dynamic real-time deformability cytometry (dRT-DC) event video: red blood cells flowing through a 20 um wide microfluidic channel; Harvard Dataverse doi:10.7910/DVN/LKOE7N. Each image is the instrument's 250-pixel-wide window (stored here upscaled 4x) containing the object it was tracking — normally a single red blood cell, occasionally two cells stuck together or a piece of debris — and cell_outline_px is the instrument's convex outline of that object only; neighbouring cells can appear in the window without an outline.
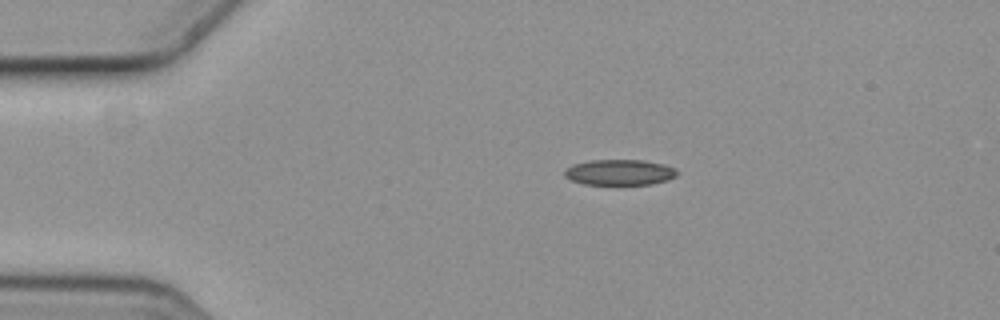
{"species": "common noctule bat (a hibernating species)", "species_latin": "Nyctalus noctula", "temperature_condition": "cold", "stored_images_in_passage": 5, "camera_frame_rate_fps": 3000, "um_per_image_px": 0.085, "animal": {"sex": "female", "body_mass_g": 19.3, "forearm_length_mm": 54.1}, "frame": {"image": 1, "passage_image": 1, "time_ms": 0.0, "image_size_px": [1000, 320], "cell_outline_px": [[680, 172], [676, 176], [668, 180], [652, 184], [584, 184], [572, 180], [564, 176], [564, 168], [572, 164], [588, 160], [644, 160], [664, 164], [676, 168]], "centroid_in_image_um": [52.68, 14.63], "position_along_channel_um": 32.3, "area_um2": 17.05}}
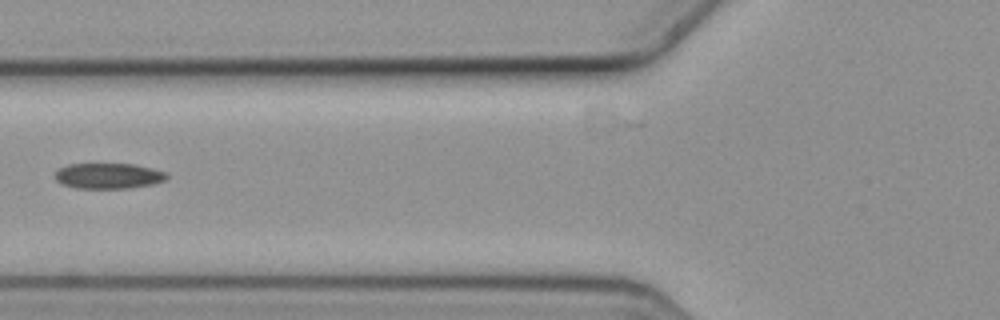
{"frame": {"image": 2, "passage_image": 4, "time_ms": 1.0, "image_size_px": [1000, 320], "cell_outline_px": [[168, 176], [164, 180], [152, 184], [132, 188], [76, 188], [60, 184], [56, 180], [56, 172], [60, 168], [68, 164], [136, 164], [152, 168], [164, 172]], "centroid_in_image_um": [9.2, 14.95], "position_along_channel_um": 116.6, "area_um2": 16.59}}
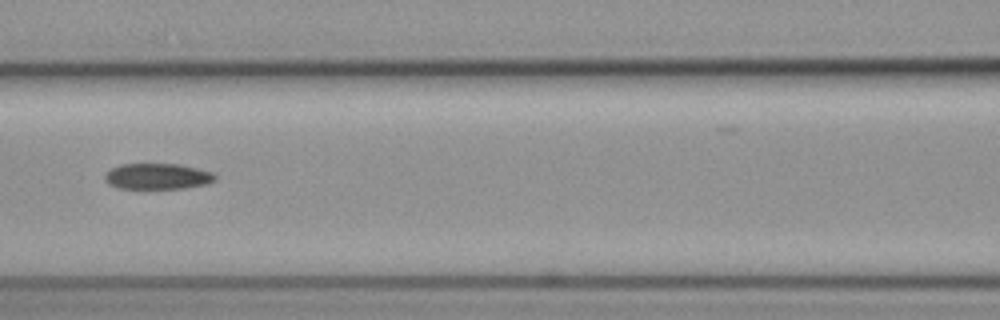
{"frame": {"image": 3, "passage_image": 5, "time_ms": 1.333, "image_size_px": [1000, 320], "cell_outline_px": [[216, 180], [208, 184], [184, 188], [120, 188], [108, 184], [104, 180], [104, 176], [112, 168], [120, 164], [180, 164], [212, 172], [216, 176]], "centroid_in_image_um": [13.4, 14.99], "position_along_channel_um": 153.2, "area_um2": 16.59}}